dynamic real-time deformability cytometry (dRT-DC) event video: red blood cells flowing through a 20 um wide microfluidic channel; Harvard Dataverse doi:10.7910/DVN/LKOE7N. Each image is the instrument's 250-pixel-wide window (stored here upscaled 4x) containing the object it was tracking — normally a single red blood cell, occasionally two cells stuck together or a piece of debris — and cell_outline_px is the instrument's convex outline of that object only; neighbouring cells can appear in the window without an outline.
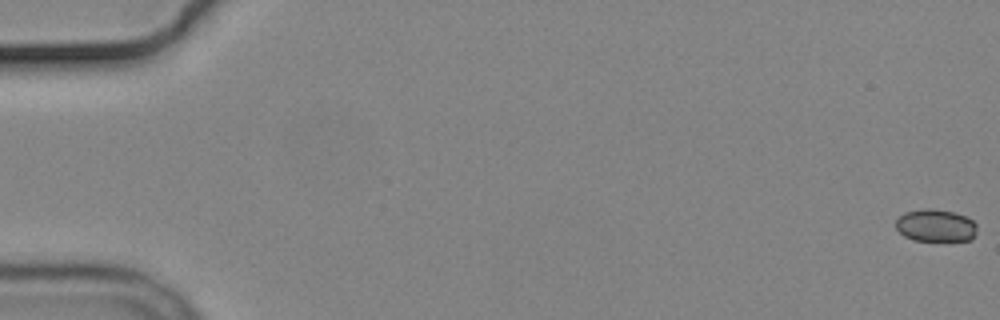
{"species": "common noctule bat (a hibernating species)", "species_latin": "Nyctalus noctula", "temperature_condition": "cold", "stored_images_in_passage": 14, "camera_frame_rate_fps": 3000, "um_per_image_px": 0.085, "animal": {"sex": "male", "body_mass_g": 19.2, "forearm_length_mm": 51.8}, "frame": {"image": 1, "passage_image": 1, "time_ms": 0.0, "image_size_px": [1000, 320], "cell_outline_px": [[976, 232], [972, 240], [912, 240], [904, 236], [896, 228], [896, 220], [904, 212], [924, 208], [932, 208], [952, 212], [964, 216], [972, 220], [976, 224]], "centroid_in_image_um": [79.51, 19.16], "position_along_channel_um": 5.5, "area_um2": 15.26}}